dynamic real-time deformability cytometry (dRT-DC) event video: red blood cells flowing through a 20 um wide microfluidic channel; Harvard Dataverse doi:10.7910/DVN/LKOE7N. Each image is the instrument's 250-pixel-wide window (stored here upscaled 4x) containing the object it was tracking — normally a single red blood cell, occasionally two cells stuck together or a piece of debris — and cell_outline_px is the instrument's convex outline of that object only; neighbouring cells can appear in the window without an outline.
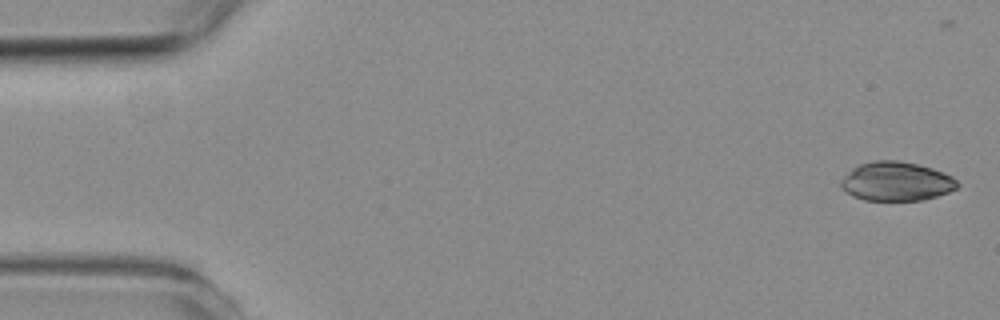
{"species": "common noctule bat (a hibernating species)", "species_latin": "Nyctalus noctula", "temperature_condition": "room temperature", "stored_images_in_passage": 5, "camera_frame_rate_fps": 3000, "um_per_image_px": 0.085, "animal": {"sex": "female", "body_mass_g": 19.3, "forearm_length_mm": 54.1}, "frame": {"image": 1, "passage_image": 1, "time_ms": 0.0, "image_size_px": [1000, 320], "cell_outline_px": [[960, 184], [956, 188], [948, 192], [924, 200], [864, 200], [852, 196], [840, 188], [840, 180], [852, 168], [860, 164], [872, 160], [896, 160], [916, 164], [932, 168], [944, 172], [952, 176]], "centroid_in_image_um": [76.17, 15.42], "position_along_channel_um": 8.8, "area_um2": 26.59}}
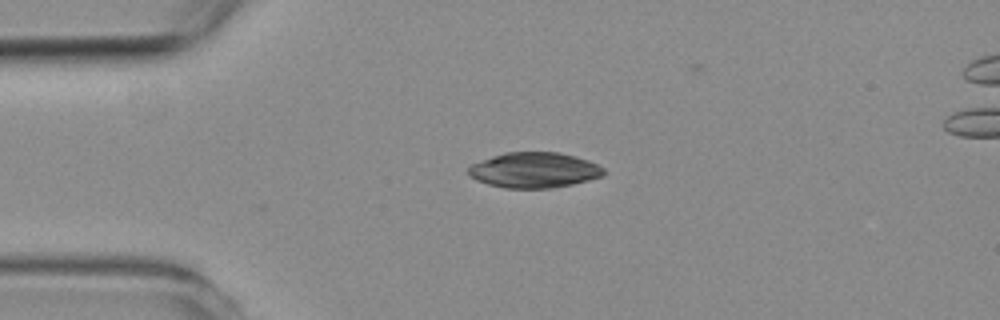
{"frame": {"image": 2, "passage_image": 4, "time_ms": 3.667, "image_size_px": [1000, 320], "cell_outline_px": [[604, 176], [572, 184], [552, 188], [504, 188], [488, 184], [476, 180], [468, 176], [468, 168], [472, 164], [492, 156], [504, 152], [556, 152], [576, 156], [588, 160], [604, 168]], "centroid_in_image_um": [45.39, 14.46], "position_along_channel_um": 39.6, "area_um2": 27.98}}